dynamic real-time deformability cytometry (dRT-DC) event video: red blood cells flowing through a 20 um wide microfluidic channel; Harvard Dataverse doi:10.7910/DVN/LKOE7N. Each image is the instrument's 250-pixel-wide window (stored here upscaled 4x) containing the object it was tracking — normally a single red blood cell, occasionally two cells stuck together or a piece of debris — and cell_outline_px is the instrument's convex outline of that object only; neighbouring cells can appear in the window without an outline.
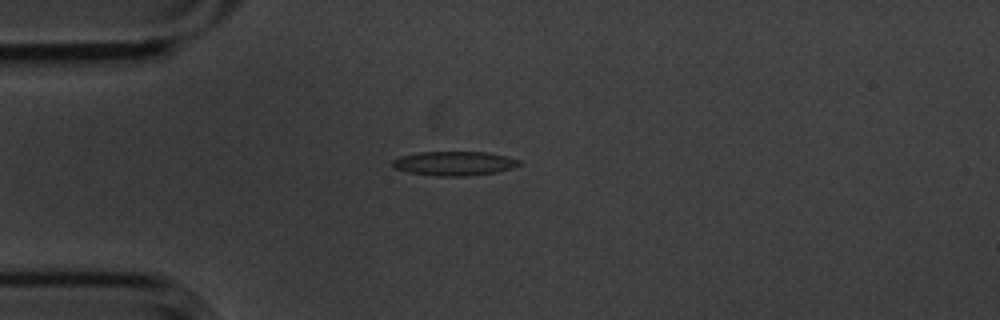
{"species": "common noctule bat (a hibernating species)", "species_latin": "Nyctalus noctula", "temperature_condition": "cold", "stored_images_in_passage": 5, "camera_frame_rate_fps": 3000, "um_per_image_px": 0.085, "animal": {"sex": "male", "body_mass_g": 20.1, "forearm_length_mm": 53.5}, "frame": {"image": 1, "passage_image": 4, "time_ms": 1.0, "image_size_px": [1000, 320], "cell_outline_px": [[524, 164], [512, 168], [496, 172], [468, 176], [436, 176], [408, 172], [392, 168], [392, 160], [400, 156], [420, 152], [488, 152], [508, 156], [520, 160]], "centroid_in_image_um": [38.63, 13.89], "position_along_channel_um": 46.4, "area_um2": 18.09}}